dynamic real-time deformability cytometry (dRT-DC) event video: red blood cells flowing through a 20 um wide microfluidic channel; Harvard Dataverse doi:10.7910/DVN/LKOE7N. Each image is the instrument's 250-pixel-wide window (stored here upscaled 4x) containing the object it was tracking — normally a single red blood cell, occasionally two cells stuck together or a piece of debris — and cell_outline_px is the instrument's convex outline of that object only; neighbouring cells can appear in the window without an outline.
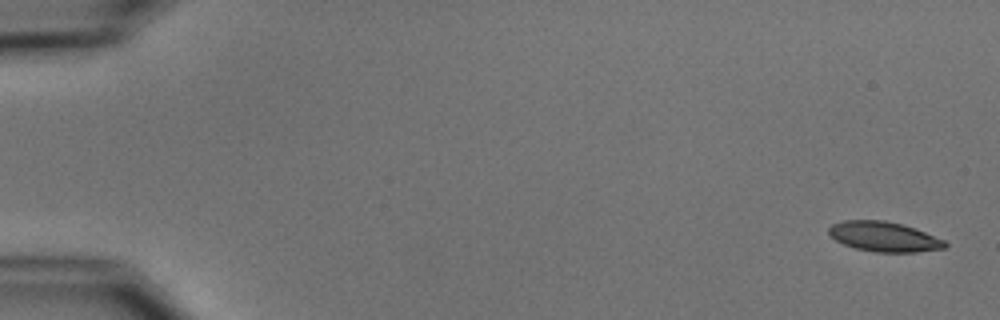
{"species": "common noctule bat (a hibernating species)", "species_latin": "Nyctalus noctula", "temperature_condition": "cold", "stored_images_in_passage": 8, "camera_frame_rate_fps": 3000, "um_per_image_px": 0.085, "animal": {"sex": "male", "body_mass_g": 15.6}, "frame": {"image": 1, "passage_image": 1, "time_ms": 0.0, "image_size_px": [1000, 320], "cell_outline_px": [[948, 244], [944, 248], [916, 252], [876, 252], [856, 248], [844, 244], [836, 240], [828, 232], [828, 228], [832, 224], [844, 220], [884, 220], [916, 228], [944, 240]], "centroid_in_image_um": [75.14, 20.11], "position_along_channel_um": 9.9, "area_um2": 20.11}}
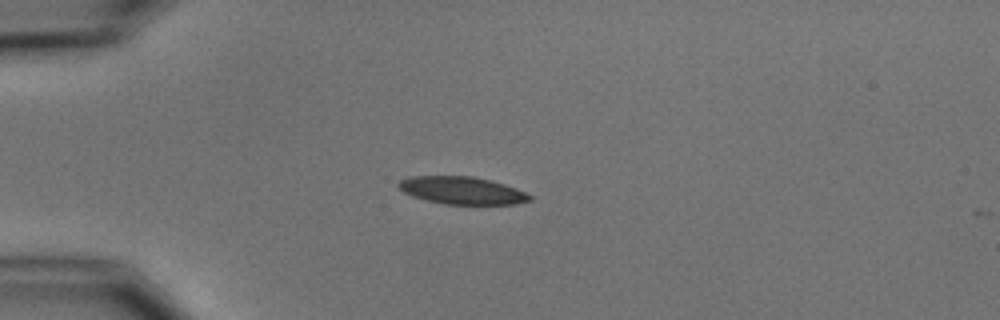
{"frame": {"image": 2, "passage_image": 4, "time_ms": 4.333, "image_size_px": [1000, 320], "cell_outline_px": [[532, 200], [516, 204], [444, 204], [412, 196], [404, 192], [396, 184], [400, 180], [408, 176], [472, 176], [492, 180], [516, 188], [532, 196]], "centroid_in_image_um": [39.27, 16.18], "position_along_channel_um": 45.7, "area_um2": 21.04}}